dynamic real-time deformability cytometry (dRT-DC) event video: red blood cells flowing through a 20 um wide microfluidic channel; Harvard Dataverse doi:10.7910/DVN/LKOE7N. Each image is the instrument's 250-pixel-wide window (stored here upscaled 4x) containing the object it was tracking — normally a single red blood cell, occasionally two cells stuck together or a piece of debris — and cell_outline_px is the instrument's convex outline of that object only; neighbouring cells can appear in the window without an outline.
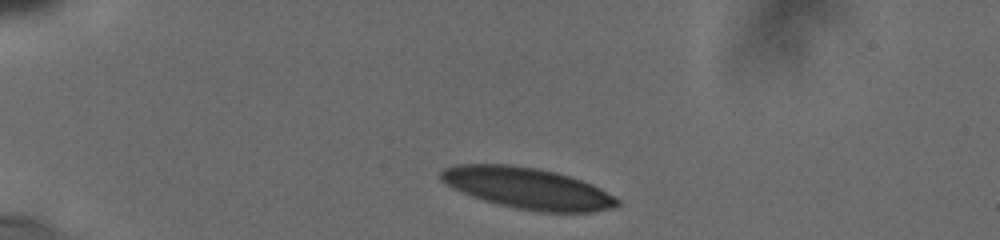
{"species": "human", "species_latin": "Homo sapiens", "temperature_condition": "cold", "stored_images_in_passage": 14, "camera_frame_rate_fps": 3000, "um_per_image_px": 0.085, "donor": {"sex": "male"}, "frame": {"image": 1, "passage_image": 1, "time_ms": 0.0, "image_size_px": [1000, 240], "cell_outline_px": [[620, 204], [616, 208], [592, 212], [540, 212], [516, 208], [496, 204], [472, 196], [452, 188], [440, 180], [440, 172], [444, 168], [452, 164], [512, 164], [536, 168], [556, 172], [592, 184], [600, 188], [620, 200]], "centroid_in_image_um": [44.83, 16.0], "position_along_channel_um": 40.2, "area_um2": 42.54}}